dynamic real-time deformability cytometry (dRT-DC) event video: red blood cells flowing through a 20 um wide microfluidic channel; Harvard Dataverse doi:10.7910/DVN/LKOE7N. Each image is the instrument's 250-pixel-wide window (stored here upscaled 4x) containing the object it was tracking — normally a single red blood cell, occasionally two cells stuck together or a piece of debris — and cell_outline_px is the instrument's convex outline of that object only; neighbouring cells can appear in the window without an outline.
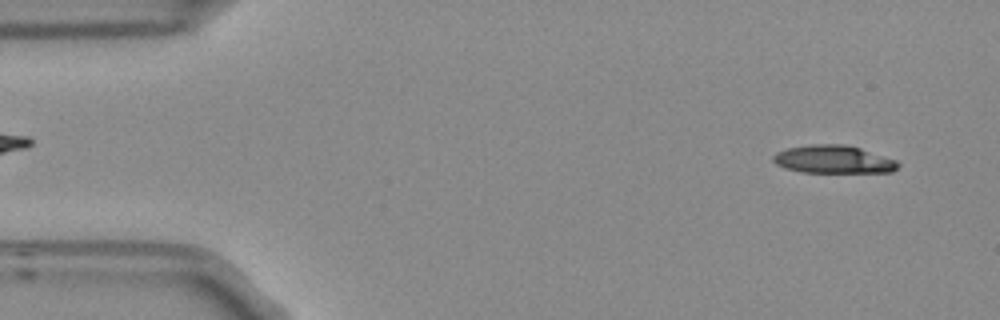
{"species": "Egyptian fruit bat (a non-hibernating species)", "species_latin": "Rousettus aegyptiacus", "temperature_condition": "room temperature", "stored_images_in_passage": 4, "camera_frame_rate_fps": 3000, "um_per_image_px": 0.085, "frame": {"image": 1, "passage_image": 1, "time_ms": 0.0, "image_size_px": [1000, 320], "cell_outline_px": [[900, 164], [892, 172], [800, 172], [784, 168], [776, 164], [772, 160], [772, 156], [776, 152], [788, 148], [812, 144], [840, 144], [860, 148], [896, 160]], "centroid_in_image_um": [70.8, 13.55], "position_along_channel_um": 14.2, "area_um2": 20.23}}
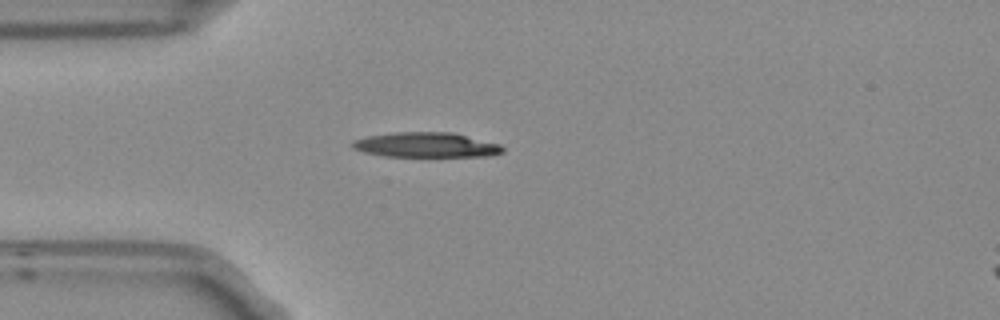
{"frame": {"image": 2, "passage_image": 3, "time_ms": 0.667, "image_size_px": [1000, 320], "cell_outline_px": [[504, 152], [492, 156], [384, 156], [364, 152], [352, 148], [348, 144], [352, 140], [368, 136], [396, 132], [452, 132], [500, 144], [504, 148]], "centroid_in_image_um": [36.2, 12.32], "position_along_channel_um": 48.8, "area_um2": 21.91}}